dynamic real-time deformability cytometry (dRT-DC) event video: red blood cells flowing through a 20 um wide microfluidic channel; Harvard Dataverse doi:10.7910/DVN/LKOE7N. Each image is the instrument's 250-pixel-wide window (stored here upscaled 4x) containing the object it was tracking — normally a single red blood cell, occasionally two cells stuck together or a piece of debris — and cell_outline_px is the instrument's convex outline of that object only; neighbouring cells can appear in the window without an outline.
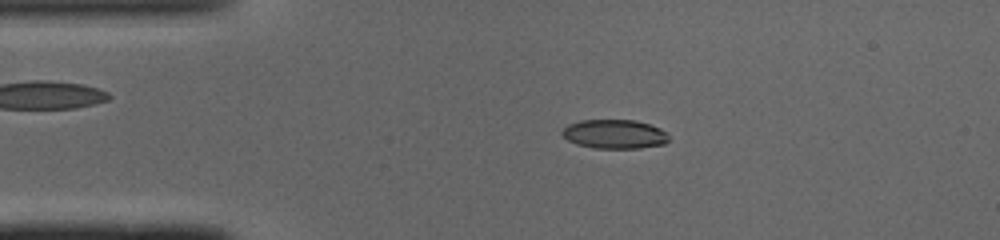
{"species": "common noctule bat (a hibernating species)", "species_latin": "Nyctalus noctula", "temperature_condition": "cold", "stored_images_in_passage": 49, "camera_frame_rate_fps": 3000, "um_per_image_px": 0.085, "animal": {"sex": "male", "body_mass_g": 19.0, "forearm_length_mm": 50.8}, "frame": {"image": 1, "passage_image": 10, "time_ms": 3.0, "image_size_px": [1000, 240], "cell_outline_px": [[668, 140], [664, 144], [640, 148], [596, 148], [576, 144], [568, 140], [560, 132], [568, 124], [580, 120], [636, 120], [660, 128], [668, 132]], "centroid_in_image_um": [52.24, 11.39], "position_along_channel_um": 32.8, "area_um2": 18.09}}
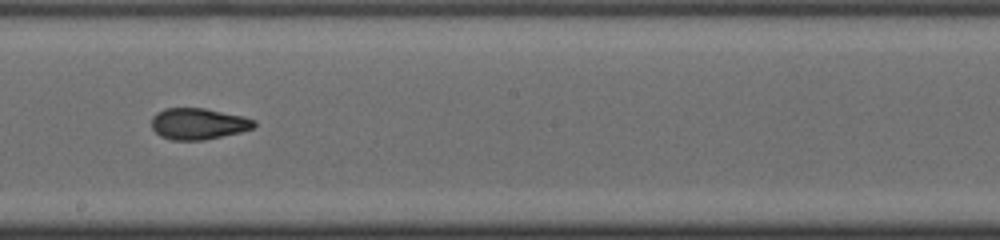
{"frame": {"image": 2, "passage_image": 27, "time_ms": 8.667, "image_size_px": [1000, 240], "cell_outline_px": [[256, 124], [252, 128], [240, 132], [204, 140], [172, 140], [160, 136], [152, 128], [152, 116], [156, 112], [164, 108], [204, 108], [244, 116], [256, 120]], "centroid_in_image_um": [16.84, 10.51], "position_along_channel_um": 231.4, "area_um2": 18.79}}
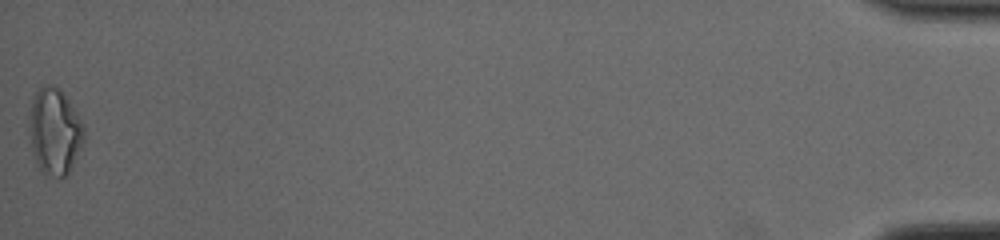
{"frame": {"image": 3, "passage_image": 49, "time_ms": 16.0, "image_size_px": [1000, 240], "cell_outline_px": [[84, 144], [68, 176], [60, 180], [44, 176], [36, 164], [28, 132], [28, 116], [32, 100], [36, 92], [44, 84], [52, 84], [60, 88], [68, 100], [80, 120], [84, 128]], "centroid_in_image_um": [4.63, 11.25], "position_along_channel_um": 430.6, "area_um2": 28.38}, "authors_computed_cell_mechanics": {"area_um2": 18.6116, "velocity_mm_per_s": 4.1151, "shape_relaxation_time_tau1_ms": 5.1273, "shape_relaxation_time_tau2_ms": 1.7181, "deformation_change_tau1": 0.157, "deformation_change_tau2": 0.076}}